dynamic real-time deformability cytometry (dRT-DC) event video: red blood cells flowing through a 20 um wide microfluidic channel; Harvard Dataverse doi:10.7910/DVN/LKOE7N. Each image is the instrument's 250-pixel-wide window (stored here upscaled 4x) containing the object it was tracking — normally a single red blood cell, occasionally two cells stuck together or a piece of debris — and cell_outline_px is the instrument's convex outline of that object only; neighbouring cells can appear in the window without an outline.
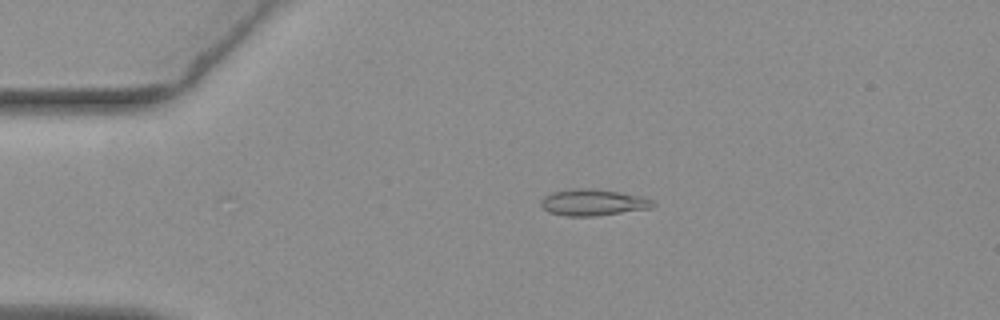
{"species": "common noctule bat (a hibernating species)", "species_latin": "Nyctalus noctula", "temperature_condition": "warm", "stored_images_in_passage": 41, "camera_frame_rate_fps": 3000, "um_per_image_px": 0.085, "animal": {"sex": "female", "body_mass_g": 19.3, "forearm_length_mm": 54.1}, "frame": {"image": 1, "passage_image": 5, "time_ms": 1.333, "image_size_px": [1000, 320], "cell_outline_px": [[656, 204], [652, 208], [596, 216], [564, 216], [548, 212], [540, 204], [540, 200], [544, 196], [552, 192], [576, 188], [588, 188], [616, 192], [640, 196], [652, 200]], "centroid_in_image_um": [50.38, 17.22], "position_along_channel_um": 34.6, "area_um2": 17.17}}
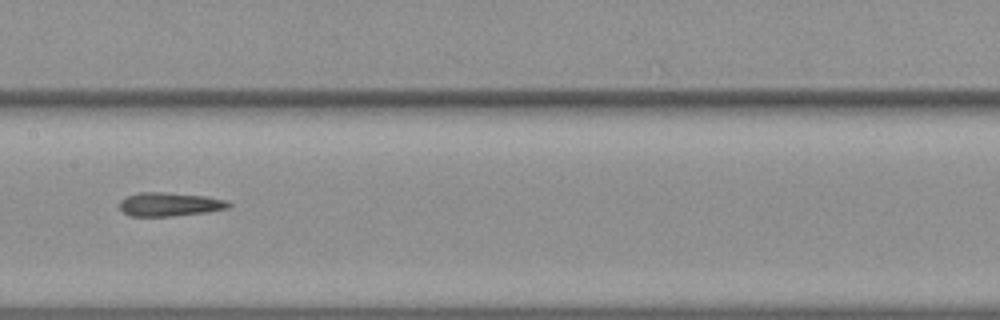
{"frame": {"image": 2, "passage_image": 21, "time_ms": 6.667, "image_size_px": [1000, 320], "cell_outline_px": [[232, 204], [228, 208], [204, 212], [172, 216], [132, 216], [124, 212], [120, 208], [120, 200], [128, 196], [140, 192], [164, 192], [204, 196], [228, 200]], "centroid_in_image_um": [14.43, 17.36], "position_along_channel_um": 193.0, "area_um2": 14.91}}
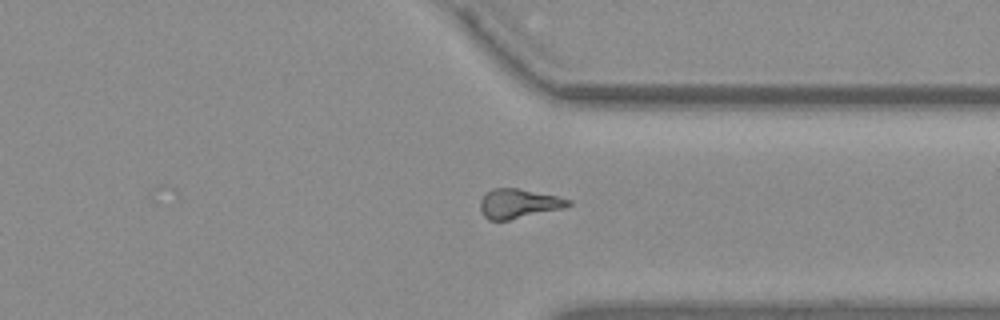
{"frame": {"image": 3, "passage_image": 35, "time_ms": 11.333, "image_size_px": [1000, 320], "cell_outline_px": [[572, 204], [564, 208], [508, 220], [488, 220], [484, 216], [480, 208], [480, 200], [492, 188], [516, 188], [556, 196], [572, 200]], "centroid_in_image_um": [44.08, 17.31], "position_along_channel_um": 367.3, "area_um2": 14.91}, "authors_computed_cell_mechanics": {"area_um2": 15.0858, "velocity_mm_per_s": 3.758, "shape_relaxation_time_tau1_ms": 9.3088, "shape_relaxation_time_tau2_ms": 2.8766, "deformation_change_tau1": 0.212, "deformation_change_tau2": 0.1355}}